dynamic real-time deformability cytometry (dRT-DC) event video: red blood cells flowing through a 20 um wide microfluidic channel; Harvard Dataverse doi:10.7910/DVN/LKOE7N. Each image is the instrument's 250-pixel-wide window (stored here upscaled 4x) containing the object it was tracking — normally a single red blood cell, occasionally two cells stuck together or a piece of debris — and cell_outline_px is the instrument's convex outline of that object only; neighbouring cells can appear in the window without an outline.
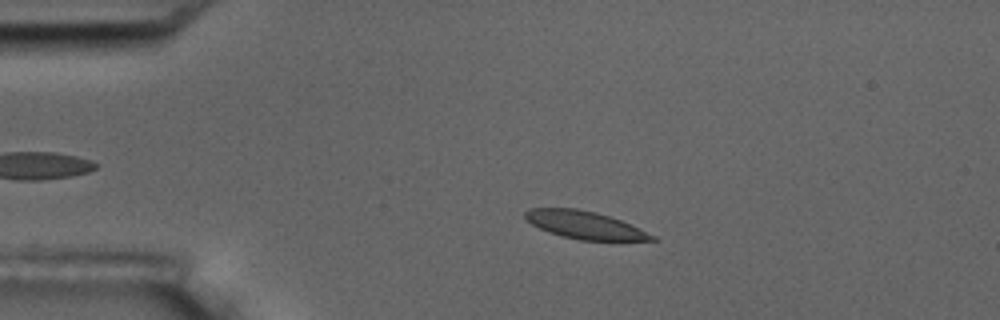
{"species": "common noctule bat (a hibernating species)", "species_latin": "Nyctalus noctula", "temperature_condition": "room temperature", "stored_images_in_passage": 16, "camera_frame_rate_fps": 3000, "um_per_image_px": 0.085, "animal": {"sex": "male", "body_mass_g": 17.5, "forearm_length_mm": 52.3}, "frame": {"image": 1, "passage_image": 3, "time_ms": 2.333, "image_size_px": [1000, 320], "cell_outline_px": [[660, 240], [580, 240], [560, 236], [548, 232], [524, 220], [524, 212], [528, 208], [576, 208], [596, 212], [620, 220], [656, 236]], "centroid_in_image_um": [49.65, 19.12], "position_along_channel_um": 35.4, "area_um2": 20.4}}
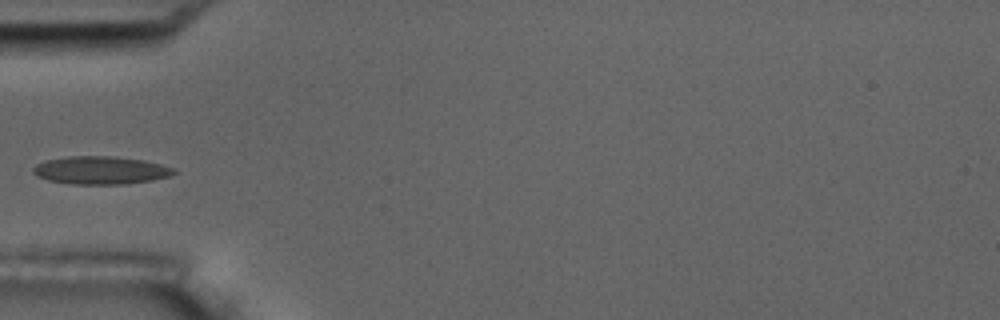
{"frame": {"image": 2, "passage_image": 5, "time_ms": 4.667, "image_size_px": [1000, 320], "cell_outline_px": [[176, 172], [172, 176], [152, 180], [124, 184], [72, 184], [48, 180], [36, 176], [32, 172], [32, 168], [36, 164], [44, 160], [68, 156], [112, 156], [144, 160], [176, 168]], "centroid_in_image_um": [8.55, 14.47], "position_along_channel_um": 76.5, "area_um2": 23.12}}
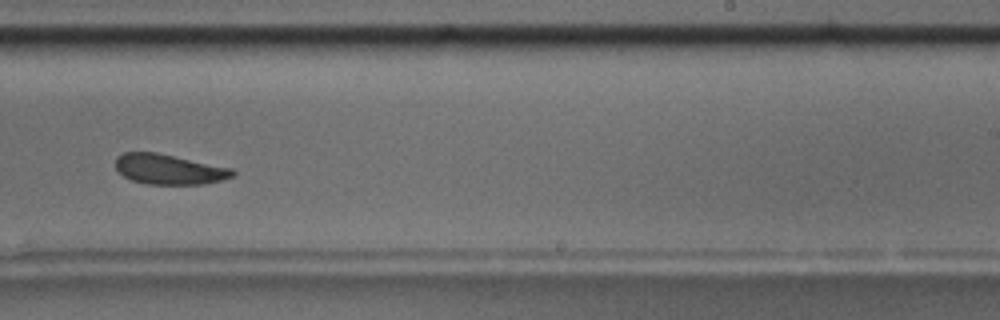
{"frame": {"image": 3, "passage_image": 10, "time_ms": 10.333, "image_size_px": [1000, 320], "cell_outline_px": [[236, 172], [232, 176], [220, 180], [204, 184], [148, 184], [132, 180], [124, 176], [116, 168], [116, 156], [124, 152], [156, 152], [232, 168]], "centroid_in_image_um": [14.35, 14.38], "position_along_channel_um": 274.6, "area_um2": 20.4}, "authors_computed_cell_mechanics": {"area_um2": 21.2415, "velocity_mm_per_s": 3.5087, "shape_relaxation_time_tau1_ms": 5.4506, "shape_relaxation_time_tau2_ms": 3.3656, "deformation_change_tau1": 0.1063, "deformation_change_tau2": 0.0921}}